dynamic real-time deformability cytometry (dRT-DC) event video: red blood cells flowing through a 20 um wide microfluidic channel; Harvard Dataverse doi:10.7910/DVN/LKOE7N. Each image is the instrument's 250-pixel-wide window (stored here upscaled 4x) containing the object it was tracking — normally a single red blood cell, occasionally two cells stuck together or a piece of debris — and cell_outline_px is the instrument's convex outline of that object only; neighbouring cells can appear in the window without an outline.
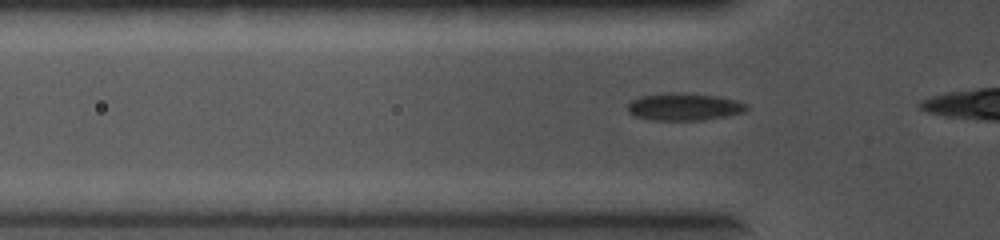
{"species": "common noctule bat (a hibernating species)", "species_latin": "Nyctalus noctula", "temperature_condition": "cold", "stored_images_in_passage": 11, "camera_frame_rate_fps": 5000, "um_per_image_px": 0.085, "animal": {"sex": "female", "body_mass_g": 19.0, "forearm_length_mm": 56.7}, "frame": {"image": 1, "passage_image": 4, "time_ms": 0.6, "image_size_px": [1000, 240], "cell_outline_px": [[748, 108], [744, 112], [728, 116], [700, 120], [652, 120], [636, 116], [628, 112], [628, 104], [632, 100], [640, 96], [672, 92], [684, 92], [716, 96], [736, 100], [748, 104]], "centroid_in_image_um": [58.17, 9.07], "position_along_channel_um": 67.6, "area_um2": 19.02}}
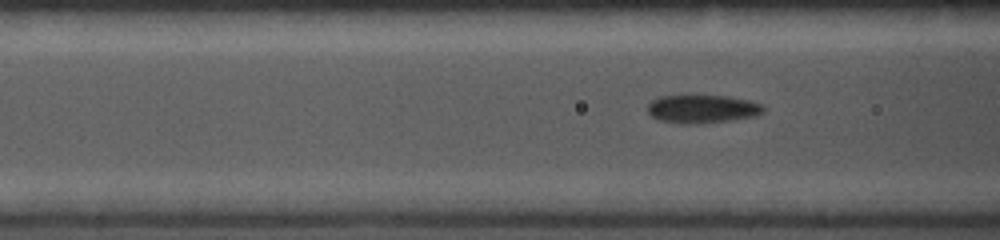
{"frame": {"image": 2, "passage_image": 8, "time_ms": 1.4, "image_size_px": [1000, 240], "cell_outline_px": [[764, 112], [756, 116], [732, 120], [696, 124], [680, 124], [656, 120], [648, 112], [648, 104], [652, 100], [660, 96], [692, 92], [728, 96], [748, 100], [764, 104]], "centroid_in_image_um": [59.67, 9.21], "position_along_channel_um": 106.9, "area_um2": 20.23}}